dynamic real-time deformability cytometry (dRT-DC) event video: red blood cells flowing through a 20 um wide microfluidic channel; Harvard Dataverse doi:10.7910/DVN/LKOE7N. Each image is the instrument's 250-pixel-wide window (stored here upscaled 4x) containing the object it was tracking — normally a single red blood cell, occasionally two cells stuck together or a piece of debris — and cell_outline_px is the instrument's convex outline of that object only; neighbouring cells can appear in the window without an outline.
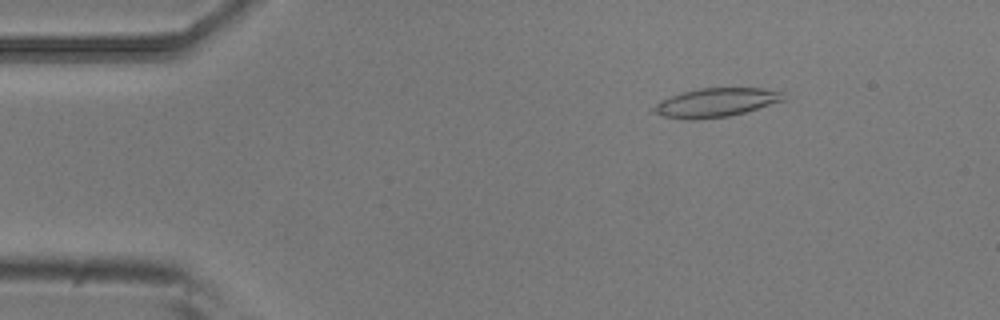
{"species": "common noctule bat (a hibernating species)", "species_latin": "Nyctalus noctula", "temperature_condition": "room temperature", "stored_images_in_passage": 4, "camera_frame_rate_fps": 3000, "um_per_image_px": 0.085, "animal": {"sex": "male", "body_mass_g": 20.5, "forearm_length_mm": 52.5}, "frame": {"image": 1, "passage_image": 2, "time_ms": 0.333, "image_size_px": [1000, 320], "cell_outline_px": [[784, 100], [744, 112], [728, 116], [692, 120], [684, 120], [664, 116], [648, 112], [660, 100], [684, 92], [700, 88], [764, 88], [780, 92]], "centroid_in_image_um": [60.76, 8.73], "position_along_channel_um": 24.2, "area_um2": 21.56}}